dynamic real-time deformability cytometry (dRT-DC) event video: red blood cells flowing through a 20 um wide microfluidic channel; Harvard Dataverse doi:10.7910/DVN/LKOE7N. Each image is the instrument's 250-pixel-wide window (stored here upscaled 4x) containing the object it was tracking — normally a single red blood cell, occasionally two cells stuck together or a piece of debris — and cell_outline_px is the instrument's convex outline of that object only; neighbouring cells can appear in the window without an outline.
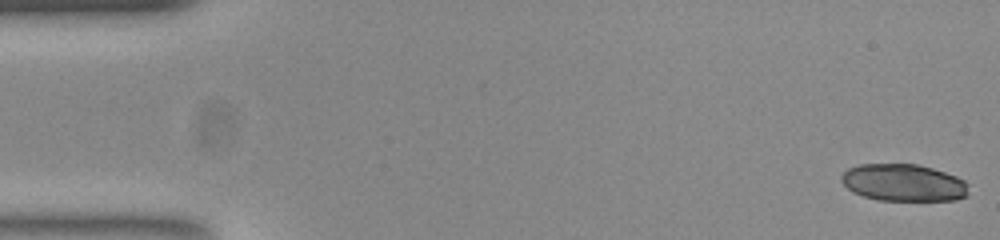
{"species": "common noctule bat (a hibernating species)", "species_latin": "Nyctalus noctula", "temperature_condition": "room temperature", "stored_images_in_passage": 52, "camera_frame_rate_fps": 3000, "um_per_image_px": 0.085, "animal": {"sex": "female", "body_mass_g": 23.0, "forearm_length_mm": 53.4}, "frame": {"image": 1, "passage_image": 1, "time_ms": 0.0, "image_size_px": [1000, 240], "cell_outline_px": [[968, 196], [956, 200], [880, 200], [864, 196], [852, 192], [840, 180], [840, 176], [848, 168], [860, 164], [916, 164], [932, 168], [956, 176], [964, 180], [968, 184]], "centroid_in_image_um": [76.81, 15.53], "position_along_channel_um": 8.2, "area_um2": 27.57}}
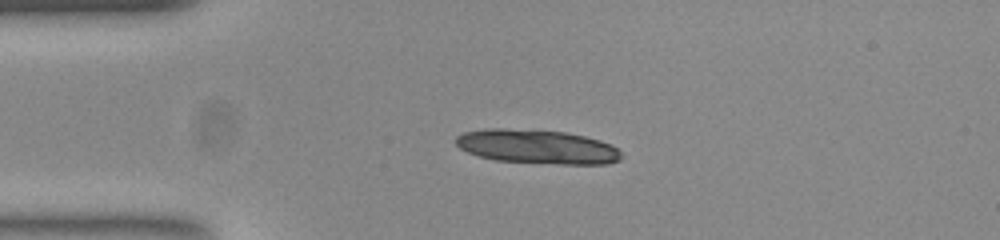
{"frame": {"image": 2, "passage_image": 12, "time_ms": 3.667, "image_size_px": [1000, 240], "cell_outline_px": [[624, 156], [620, 160], [608, 164], [560, 164], [496, 160], [480, 156], [468, 152], [460, 148], [456, 144], [456, 136], [464, 132], [488, 128], [504, 128], [564, 132], [584, 136], [600, 140], [616, 148]], "centroid_in_image_um": [45.67, 12.47], "position_along_channel_um": 39.3, "area_um2": 32.71}}
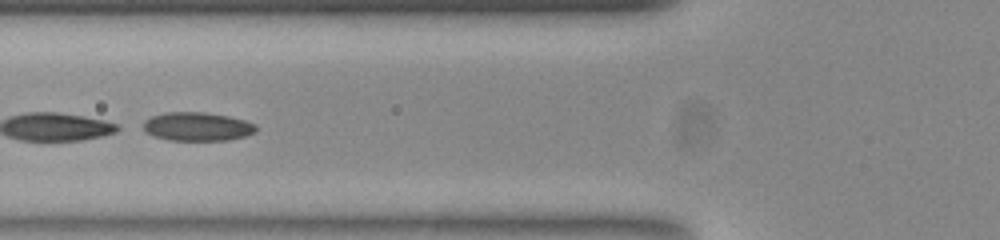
{"frame": {"image": 3, "passage_image": 20, "time_ms": 6.333, "image_size_px": [1000, 240], "cell_outline_px": [[256, 132], [244, 136], [228, 140], [168, 140], [152, 136], [144, 132], [144, 120], [152, 116], [164, 112], [204, 112], [228, 116], [244, 120], [256, 124]], "centroid_in_image_um": [16.74, 10.76], "position_along_channel_um": 109.1, "area_um2": 18.9}, "authors_computed_cell_mechanics": {"area_um2": 28.4087, "velocity_mm_per_s": 3.8418, "shape_relaxation_time_tau1_ms": 8.3636, "shape_relaxation_time_tau2_ms": 2.4228, "deformation_change_tau1": 0.1686, "deformation_change_tau2": 0.075}}